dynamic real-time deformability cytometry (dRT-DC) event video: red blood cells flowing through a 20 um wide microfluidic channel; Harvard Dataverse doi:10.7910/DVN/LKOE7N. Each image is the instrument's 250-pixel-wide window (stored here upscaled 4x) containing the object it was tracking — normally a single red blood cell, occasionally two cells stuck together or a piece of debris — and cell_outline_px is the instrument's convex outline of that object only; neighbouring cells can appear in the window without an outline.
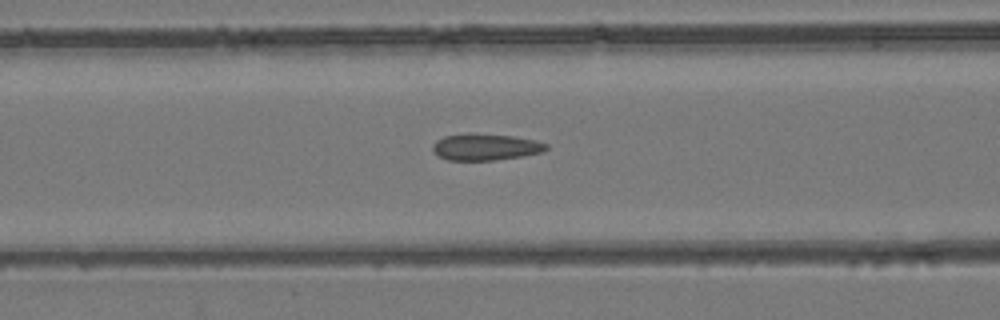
{"species": "common noctule bat (a hibernating species)", "species_latin": "Nyctalus noctula", "temperature_condition": "room temperature", "stored_images_in_passage": 35, "camera_frame_rate_fps": 3000, "um_per_image_px": 0.085, "animal": {"sex": "female", "body_mass_g": 24.6, "forearm_length_mm": 56.2}, "frame": {"image": 1, "passage_image": 14, "time_ms": 4.333, "image_size_px": [1000, 320], "cell_outline_px": [[548, 148], [544, 152], [524, 156], [492, 160], [448, 160], [432, 152], [432, 144], [436, 140], [444, 136], [468, 132], [512, 136], [536, 140], [548, 144]], "centroid_in_image_um": [41.26, 12.48], "position_along_channel_um": 125.3, "area_um2": 17.86}}
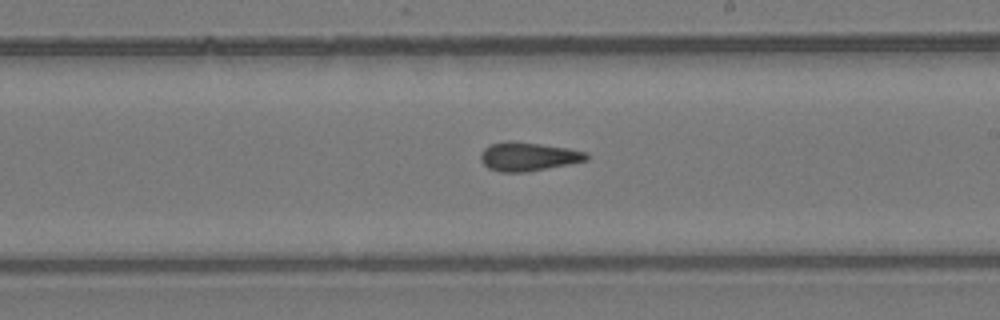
{"frame": {"image": 2, "passage_image": 23, "time_ms": 7.333, "image_size_px": [1000, 320], "cell_outline_px": [[588, 160], [528, 172], [500, 172], [488, 168], [480, 160], [480, 152], [484, 148], [492, 144], [508, 140], [512, 140], [568, 148], [588, 152]], "centroid_in_image_um": [44.88, 13.3], "position_along_channel_um": 244.1, "area_um2": 17.8}}
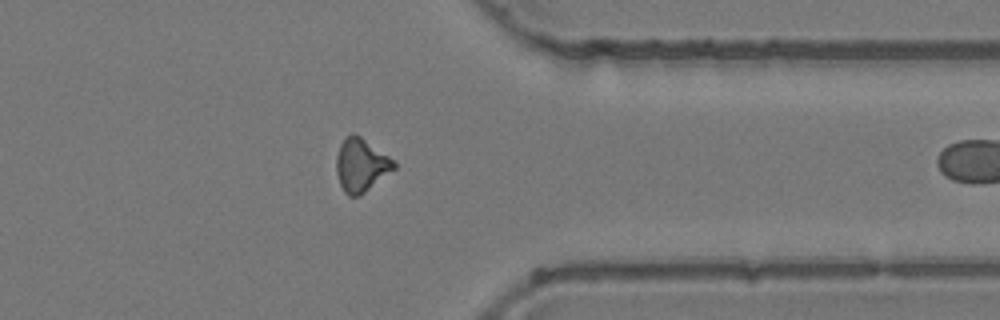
{"frame": {"image": 3, "passage_image": 34, "time_ms": 11.0, "image_size_px": [1000, 320], "cell_outline_px": [[396, 168], [360, 196], [348, 196], [344, 192], [340, 184], [336, 172], [336, 156], [340, 144], [352, 132], [360, 136], [396, 160]], "centroid_in_image_um": [30.71, 14.04], "position_along_channel_um": 380.7, "area_um2": 17.98}}